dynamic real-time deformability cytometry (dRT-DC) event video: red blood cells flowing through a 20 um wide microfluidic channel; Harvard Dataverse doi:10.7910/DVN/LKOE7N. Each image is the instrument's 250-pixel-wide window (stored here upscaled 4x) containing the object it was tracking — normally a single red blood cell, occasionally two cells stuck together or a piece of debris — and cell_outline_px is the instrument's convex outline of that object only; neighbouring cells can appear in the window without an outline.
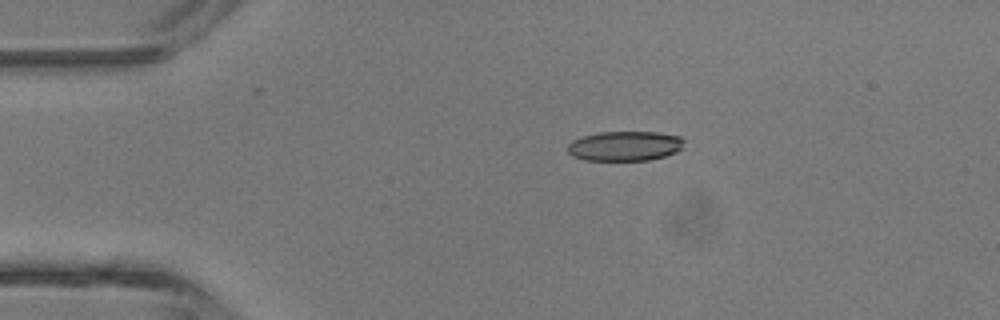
{"species": "common noctule bat (a hibernating species)", "species_latin": "Nyctalus noctula", "temperature_condition": "room temperature", "stored_images_in_passage": 2, "camera_frame_rate_fps": 3000, "um_per_image_px": 0.085, "animal": {"sex": "male", "body_mass_g": 13.3}, "frame": {"image": 1, "passage_image": 1, "time_ms": 0.0, "image_size_px": [1000, 320], "cell_outline_px": [[684, 148], [676, 152], [664, 156], [648, 160], [584, 160], [572, 156], [568, 152], [568, 144], [572, 140], [584, 136], [600, 132], [656, 132], [680, 136], [684, 140]], "centroid_in_image_um": [53.13, 12.41], "position_along_channel_um": 31.9, "area_um2": 20.23}}